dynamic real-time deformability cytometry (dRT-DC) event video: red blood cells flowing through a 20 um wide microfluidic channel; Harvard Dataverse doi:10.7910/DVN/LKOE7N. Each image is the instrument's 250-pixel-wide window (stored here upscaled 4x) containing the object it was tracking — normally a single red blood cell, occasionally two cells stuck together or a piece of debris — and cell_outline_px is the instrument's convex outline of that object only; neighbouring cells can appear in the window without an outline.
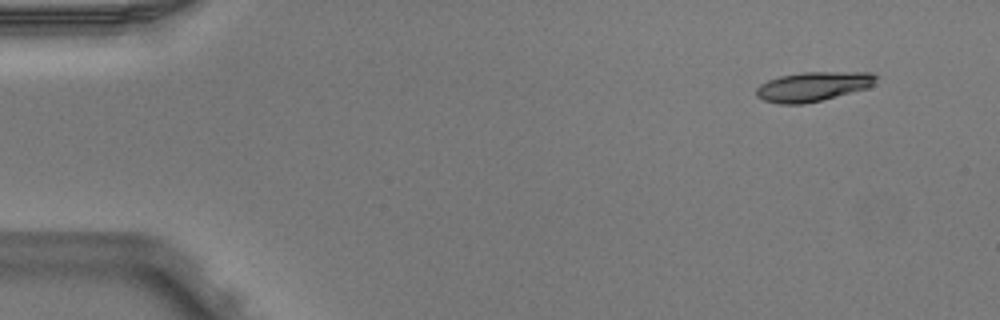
{"species": "Egyptian fruit bat (a non-hibernating species)", "species_latin": "Rousettus aegyptiacus", "temperature_condition": "warm", "stored_images_in_passage": 5, "segment_of_instrument_passage": [1, 2], "camera_frame_rate_fps": 3000, "um_per_image_px": 0.085, "animal": {"sex": "male"}, "frame": {"image": 1, "passage_image": 1, "time_ms": 0.0, "image_size_px": [1000, 320], "cell_outline_px": [[876, 80], [868, 88], [804, 104], [780, 104], [764, 100], [756, 96], [756, 88], [760, 84], [768, 80], [780, 76], [804, 72], [872, 72], [876, 76]], "centroid_in_image_um": [69.09, 7.35], "position_along_channel_um": 15.9, "area_um2": 20.4}}